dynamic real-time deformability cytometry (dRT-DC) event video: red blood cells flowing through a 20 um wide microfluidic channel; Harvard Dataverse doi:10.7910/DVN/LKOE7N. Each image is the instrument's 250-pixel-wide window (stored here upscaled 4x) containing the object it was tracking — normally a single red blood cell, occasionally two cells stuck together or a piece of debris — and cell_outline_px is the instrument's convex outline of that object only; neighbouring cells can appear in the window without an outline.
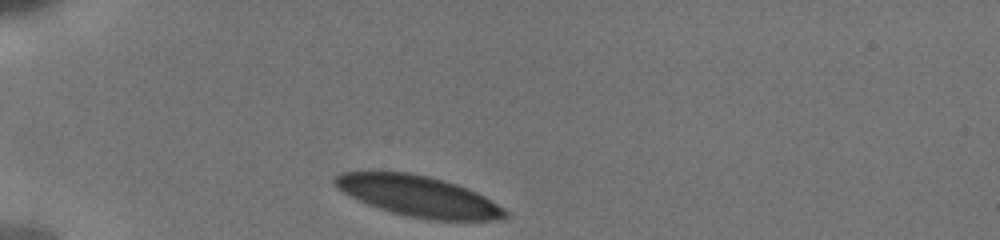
{"species": "human", "species_latin": "Homo sapiens", "temperature_condition": "cold", "stored_images_in_passage": 38, "camera_frame_rate_fps": 3000, "um_per_image_px": 0.085, "donor": {"sex": "male"}, "frame": {"image": 1, "passage_image": 1, "time_ms": 0.0, "image_size_px": [1000, 240], "cell_outline_px": [[508, 216], [496, 220], [432, 220], [408, 216], [392, 212], [368, 204], [344, 192], [332, 180], [340, 172], [408, 172], [428, 176], [444, 180], [456, 184], [476, 192], [484, 196], [504, 208], [508, 212]], "centroid_in_image_um": [35.61, 16.68], "position_along_channel_um": 49.4, "area_um2": 39.88}}
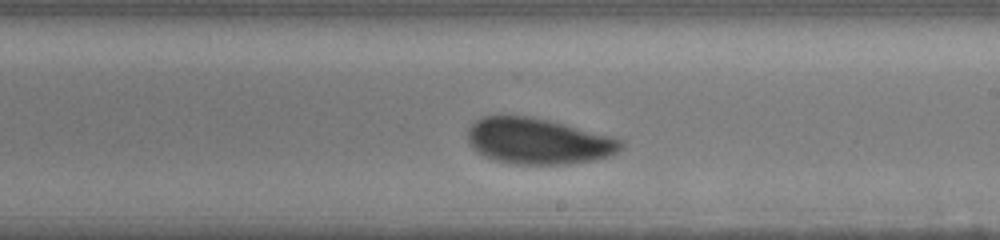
{"frame": {"image": 2, "passage_image": 19, "time_ms": 6.0, "image_size_px": [1000, 240], "cell_outline_px": [[624, 148], [608, 156], [596, 160], [568, 164], [512, 164], [492, 160], [476, 152], [472, 148], [468, 140], [468, 128], [480, 116], [532, 116], [612, 136], [624, 140]], "centroid_in_image_um": [45.74, 12.0], "position_along_channel_um": 243.3, "area_um2": 41.38}}
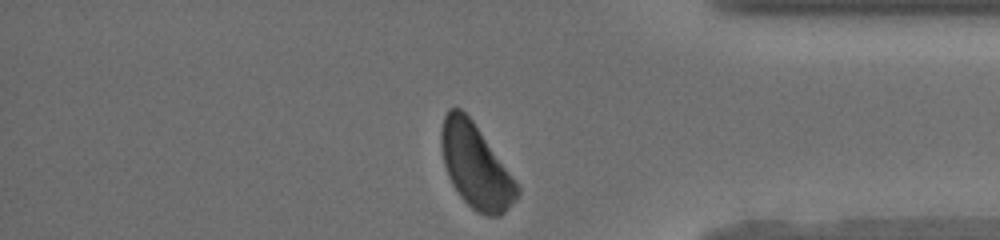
{"frame": {"image": 3, "passage_image": 38, "time_ms": 10.333, "image_size_px": [1000, 240], "cell_outline_px": [[520, 192], [516, 200], [500, 216], [488, 216], [472, 208], [460, 196], [452, 184], [448, 176], [444, 164], [440, 148], [440, 132], [444, 116], [448, 108], [460, 108], [472, 120], [512, 176], [520, 188]], "centroid_in_image_um": [40.4, 14.11], "position_along_channel_um": 394.8, "area_um2": 36.7}, "authors_computed_cell_mechanics": {"area_um2": 41.4426, "velocity_mm_per_s": 3.7946, "shape_relaxation_time_tau1_ms": 2.4712, "shape_relaxation_time_tau2_ms": null, "deformation_change_tau1": 0.1005, "deformation_change_tau2": null}}